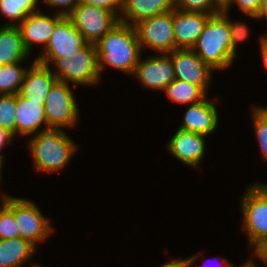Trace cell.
<instances>
[{
  "instance_id": "8fae6325",
  "label": "cell",
  "mask_w": 267,
  "mask_h": 267,
  "mask_svg": "<svg viewBox=\"0 0 267 267\" xmlns=\"http://www.w3.org/2000/svg\"><path fill=\"white\" fill-rule=\"evenodd\" d=\"M132 75L147 89L163 91L175 80L172 58L169 54H158L143 60L140 57Z\"/></svg>"
},
{
  "instance_id": "d590c367",
  "label": "cell",
  "mask_w": 267,
  "mask_h": 267,
  "mask_svg": "<svg viewBox=\"0 0 267 267\" xmlns=\"http://www.w3.org/2000/svg\"><path fill=\"white\" fill-rule=\"evenodd\" d=\"M159 267H186V261L184 259H174L170 262H166L164 265Z\"/></svg>"
},
{
  "instance_id": "ab89813d",
  "label": "cell",
  "mask_w": 267,
  "mask_h": 267,
  "mask_svg": "<svg viewBox=\"0 0 267 267\" xmlns=\"http://www.w3.org/2000/svg\"><path fill=\"white\" fill-rule=\"evenodd\" d=\"M222 262L226 265L225 267H231L233 264L230 263V260L228 261V259L224 258L222 259Z\"/></svg>"
},
{
  "instance_id": "7a4b0ae2",
  "label": "cell",
  "mask_w": 267,
  "mask_h": 267,
  "mask_svg": "<svg viewBox=\"0 0 267 267\" xmlns=\"http://www.w3.org/2000/svg\"><path fill=\"white\" fill-rule=\"evenodd\" d=\"M28 140L35 170L40 172H60L79 150L63 129L42 131Z\"/></svg>"
},
{
  "instance_id": "60d3db41",
  "label": "cell",
  "mask_w": 267,
  "mask_h": 267,
  "mask_svg": "<svg viewBox=\"0 0 267 267\" xmlns=\"http://www.w3.org/2000/svg\"><path fill=\"white\" fill-rule=\"evenodd\" d=\"M228 0H216V2L222 7Z\"/></svg>"
},
{
  "instance_id": "83f0119b",
  "label": "cell",
  "mask_w": 267,
  "mask_h": 267,
  "mask_svg": "<svg viewBox=\"0 0 267 267\" xmlns=\"http://www.w3.org/2000/svg\"><path fill=\"white\" fill-rule=\"evenodd\" d=\"M174 8L186 12H201L210 15L221 11L216 0H174Z\"/></svg>"
},
{
  "instance_id": "ffe728a7",
  "label": "cell",
  "mask_w": 267,
  "mask_h": 267,
  "mask_svg": "<svg viewBox=\"0 0 267 267\" xmlns=\"http://www.w3.org/2000/svg\"><path fill=\"white\" fill-rule=\"evenodd\" d=\"M30 54L26 51L18 26L0 27V65L25 62Z\"/></svg>"
},
{
  "instance_id": "d6986e66",
  "label": "cell",
  "mask_w": 267,
  "mask_h": 267,
  "mask_svg": "<svg viewBox=\"0 0 267 267\" xmlns=\"http://www.w3.org/2000/svg\"><path fill=\"white\" fill-rule=\"evenodd\" d=\"M174 9V0H123L119 21L135 26L144 19Z\"/></svg>"
},
{
  "instance_id": "f546056e",
  "label": "cell",
  "mask_w": 267,
  "mask_h": 267,
  "mask_svg": "<svg viewBox=\"0 0 267 267\" xmlns=\"http://www.w3.org/2000/svg\"><path fill=\"white\" fill-rule=\"evenodd\" d=\"M237 4L239 10L251 18L257 20V15L261 8V3L259 0H228L223 6L222 9L230 11L231 6Z\"/></svg>"
},
{
  "instance_id": "603a6c76",
  "label": "cell",
  "mask_w": 267,
  "mask_h": 267,
  "mask_svg": "<svg viewBox=\"0 0 267 267\" xmlns=\"http://www.w3.org/2000/svg\"><path fill=\"white\" fill-rule=\"evenodd\" d=\"M39 0H0V15L15 21L4 25L18 26L29 14L38 12Z\"/></svg>"
},
{
  "instance_id": "5bb4252c",
  "label": "cell",
  "mask_w": 267,
  "mask_h": 267,
  "mask_svg": "<svg viewBox=\"0 0 267 267\" xmlns=\"http://www.w3.org/2000/svg\"><path fill=\"white\" fill-rule=\"evenodd\" d=\"M63 17L64 16L58 15L57 13L52 17L41 11L29 14L18 25L26 51L28 53L32 52L33 43L42 44V47L45 49L54 31L55 25Z\"/></svg>"
},
{
  "instance_id": "4dcf8cb0",
  "label": "cell",
  "mask_w": 267,
  "mask_h": 267,
  "mask_svg": "<svg viewBox=\"0 0 267 267\" xmlns=\"http://www.w3.org/2000/svg\"><path fill=\"white\" fill-rule=\"evenodd\" d=\"M79 2L106 9L112 12L118 19L123 7V0H79Z\"/></svg>"
},
{
  "instance_id": "b9f144b4",
  "label": "cell",
  "mask_w": 267,
  "mask_h": 267,
  "mask_svg": "<svg viewBox=\"0 0 267 267\" xmlns=\"http://www.w3.org/2000/svg\"><path fill=\"white\" fill-rule=\"evenodd\" d=\"M3 162H4V161H0V183H1V181H2V180H1V178H2V176H1V175H2V171H1V170H2L3 165H4Z\"/></svg>"
},
{
  "instance_id": "ac0fdd59",
  "label": "cell",
  "mask_w": 267,
  "mask_h": 267,
  "mask_svg": "<svg viewBox=\"0 0 267 267\" xmlns=\"http://www.w3.org/2000/svg\"><path fill=\"white\" fill-rule=\"evenodd\" d=\"M216 102L206 97L198 103L190 104L179 128L205 136L214 133L219 124Z\"/></svg>"
},
{
  "instance_id": "6da1fadb",
  "label": "cell",
  "mask_w": 267,
  "mask_h": 267,
  "mask_svg": "<svg viewBox=\"0 0 267 267\" xmlns=\"http://www.w3.org/2000/svg\"><path fill=\"white\" fill-rule=\"evenodd\" d=\"M95 47L100 75L107 65L132 75L142 56L135 26L120 21L95 44Z\"/></svg>"
},
{
  "instance_id": "f6af8a7d",
  "label": "cell",
  "mask_w": 267,
  "mask_h": 267,
  "mask_svg": "<svg viewBox=\"0 0 267 267\" xmlns=\"http://www.w3.org/2000/svg\"><path fill=\"white\" fill-rule=\"evenodd\" d=\"M259 1H260L261 5L267 2V0H259Z\"/></svg>"
},
{
  "instance_id": "5b68a950",
  "label": "cell",
  "mask_w": 267,
  "mask_h": 267,
  "mask_svg": "<svg viewBox=\"0 0 267 267\" xmlns=\"http://www.w3.org/2000/svg\"><path fill=\"white\" fill-rule=\"evenodd\" d=\"M241 198L243 230L252 254L267 241V184H251Z\"/></svg>"
},
{
  "instance_id": "9c48e42d",
  "label": "cell",
  "mask_w": 267,
  "mask_h": 267,
  "mask_svg": "<svg viewBox=\"0 0 267 267\" xmlns=\"http://www.w3.org/2000/svg\"><path fill=\"white\" fill-rule=\"evenodd\" d=\"M87 43L96 44L119 19L110 11L78 3L68 16Z\"/></svg>"
},
{
  "instance_id": "7bdbcfd3",
  "label": "cell",
  "mask_w": 267,
  "mask_h": 267,
  "mask_svg": "<svg viewBox=\"0 0 267 267\" xmlns=\"http://www.w3.org/2000/svg\"><path fill=\"white\" fill-rule=\"evenodd\" d=\"M32 267H46V266H41V265H37L36 263L35 264H33V266Z\"/></svg>"
},
{
  "instance_id": "cb8c5ba5",
  "label": "cell",
  "mask_w": 267,
  "mask_h": 267,
  "mask_svg": "<svg viewBox=\"0 0 267 267\" xmlns=\"http://www.w3.org/2000/svg\"><path fill=\"white\" fill-rule=\"evenodd\" d=\"M22 62L0 65V95L19 94L24 76L28 68Z\"/></svg>"
},
{
  "instance_id": "52a82bcc",
  "label": "cell",
  "mask_w": 267,
  "mask_h": 267,
  "mask_svg": "<svg viewBox=\"0 0 267 267\" xmlns=\"http://www.w3.org/2000/svg\"><path fill=\"white\" fill-rule=\"evenodd\" d=\"M140 46L159 54H169L176 49L173 35V10L144 19L135 25Z\"/></svg>"
},
{
  "instance_id": "44dd1931",
  "label": "cell",
  "mask_w": 267,
  "mask_h": 267,
  "mask_svg": "<svg viewBox=\"0 0 267 267\" xmlns=\"http://www.w3.org/2000/svg\"><path fill=\"white\" fill-rule=\"evenodd\" d=\"M37 248L21 237L0 240V267H22Z\"/></svg>"
},
{
  "instance_id": "74e56055",
  "label": "cell",
  "mask_w": 267,
  "mask_h": 267,
  "mask_svg": "<svg viewBox=\"0 0 267 267\" xmlns=\"http://www.w3.org/2000/svg\"><path fill=\"white\" fill-rule=\"evenodd\" d=\"M200 253H197L195 255H193L192 257L186 258L185 257V261H186V267H190L194 264V262L198 259Z\"/></svg>"
},
{
  "instance_id": "e0dca14e",
  "label": "cell",
  "mask_w": 267,
  "mask_h": 267,
  "mask_svg": "<svg viewBox=\"0 0 267 267\" xmlns=\"http://www.w3.org/2000/svg\"><path fill=\"white\" fill-rule=\"evenodd\" d=\"M57 81L51 66L34 60L24 76L19 95L29 101L45 103L50 88Z\"/></svg>"
},
{
  "instance_id": "d6a6232c",
  "label": "cell",
  "mask_w": 267,
  "mask_h": 267,
  "mask_svg": "<svg viewBox=\"0 0 267 267\" xmlns=\"http://www.w3.org/2000/svg\"><path fill=\"white\" fill-rule=\"evenodd\" d=\"M14 141V137L11 133H9L6 129L0 128V151L5 147V145H9ZM0 152V159L4 160L3 154Z\"/></svg>"
},
{
  "instance_id": "f35d334b",
  "label": "cell",
  "mask_w": 267,
  "mask_h": 267,
  "mask_svg": "<svg viewBox=\"0 0 267 267\" xmlns=\"http://www.w3.org/2000/svg\"><path fill=\"white\" fill-rule=\"evenodd\" d=\"M248 262L244 263L243 265L241 264V266L239 267H257L256 263L253 261V259H251L250 261L247 260ZM231 267H236L234 264Z\"/></svg>"
},
{
  "instance_id": "2e32d148",
  "label": "cell",
  "mask_w": 267,
  "mask_h": 267,
  "mask_svg": "<svg viewBox=\"0 0 267 267\" xmlns=\"http://www.w3.org/2000/svg\"><path fill=\"white\" fill-rule=\"evenodd\" d=\"M15 115V137L18 134L23 137H30L42 131L49 130L44 104L41 102L29 101L16 94ZM42 125H44V128Z\"/></svg>"
},
{
  "instance_id": "8d00e7d4",
  "label": "cell",
  "mask_w": 267,
  "mask_h": 267,
  "mask_svg": "<svg viewBox=\"0 0 267 267\" xmlns=\"http://www.w3.org/2000/svg\"><path fill=\"white\" fill-rule=\"evenodd\" d=\"M256 17L259 20L265 18L267 21V2L261 5L260 11Z\"/></svg>"
},
{
  "instance_id": "7c38bea8",
  "label": "cell",
  "mask_w": 267,
  "mask_h": 267,
  "mask_svg": "<svg viewBox=\"0 0 267 267\" xmlns=\"http://www.w3.org/2000/svg\"><path fill=\"white\" fill-rule=\"evenodd\" d=\"M87 42L69 17H63L54 28L47 46L36 58H68Z\"/></svg>"
},
{
  "instance_id": "484cf974",
  "label": "cell",
  "mask_w": 267,
  "mask_h": 267,
  "mask_svg": "<svg viewBox=\"0 0 267 267\" xmlns=\"http://www.w3.org/2000/svg\"><path fill=\"white\" fill-rule=\"evenodd\" d=\"M252 120L255 135L260 145L261 155L267 161V107H253Z\"/></svg>"
},
{
  "instance_id": "ee69618b",
  "label": "cell",
  "mask_w": 267,
  "mask_h": 267,
  "mask_svg": "<svg viewBox=\"0 0 267 267\" xmlns=\"http://www.w3.org/2000/svg\"><path fill=\"white\" fill-rule=\"evenodd\" d=\"M262 38L267 42V34H265L264 36L262 35Z\"/></svg>"
},
{
  "instance_id": "ba28073f",
  "label": "cell",
  "mask_w": 267,
  "mask_h": 267,
  "mask_svg": "<svg viewBox=\"0 0 267 267\" xmlns=\"http://www.w3.org/2000/svg\"><path fill=\"white\" fill-rule=\"evenodd\" d=\"M14 218L20 237L36 248L38 243L45 242L54 231V227L50 225L51 220L30 199L14 197Z\"/></svg>"
},
{
  "instance_id": "d4e9b609",
  "label": "cell",
  "mask_w": 267,
  "mask_h": 267,
  "mask_svg": "<svg viewBox=\"0 0 267 267\" xmlns=\"http://www.w3.org/2000/svg\"><path fill=\"white\" fill-rule=\"evenodd\" d=\"M0 204V240L20 237L14 218V196L2 194Z\"/></svg>"
},
{
  "instance_id": "3957f363",
  "label": "cell",
  "mask_w": 267,
  "mask_h": 267,
  "mask_svg": "<svg viewBox=\"0 0 267 267\" xmlns=\"http://www.w3.org/2000/svg\"><path fill=\"white\" fill-rule=\"evenodd\" d=\"M214 71L227 69L234 60L228 20L221 13L211 15L192 48Z\"/></svg>"
},
{
  "instance_id": "1f68e13d",
  "label": "cell",
  "mask_w": 267,
  "mask_h": 267,
  "mask_svg": "<svg viewBox=\"0 0 267 267\" xmlns=\"http://www.w3.org/2000/svg\"><path fill=\"white\" fill-rule=\"evenodd\" d=\"M43 1L44 3H46L47 6L53 8L54 7L61 8L56 13L64 17H68L72 13L76 5L79 3V0H43Z\"/></svg>"
},
{
  "instance_id": "4316f807",
  "label": "cell",
  "mask_w": 267,
  "mask_h": 267,
  "mask_svg": "<svg viewBox=\"0 0 267 267\" xmlns=\"http://www.w3.org/2000/svg\"><path fill=\"white\" fill-rule=\"evenodd\" d=\"M16 95H0V128L15 137Z\"/></svg>"
},
{
  "instance_id": "836d02e7",
  "label": "cell",
  "mask_w": 267,
  "mask_h": 267,
  "mask_svg": "<svg viewBox=\"0 0 267 267\" xmlns=\"http://www.w3.org/2000/svg\"><path fill=\"white\" fill-rule=\"evenodd\" d=\"M252 255L260 259L267 266V241L262 244Z\"/></svg>"
},
{
  "instance_id": "4fadbf2b",
  "label": "cell",
  "mask_w": 267,
  "mask_h": 267,
  "mask_svg": "<svg viewBox=\"0 0 267 267\" xmlns=\"http://www.w3.org/2000/svg\"><path fill=\"white\" fill-rule=\"evenodd\" d=\"M206 136L178 128L170 138L167 149L176 159L187 166L200 168V161L206 152Z\"/></svg>"
},
{
  "instance_id": "9a60e30c",
  "label": "cell",
  "mask_w": 267,
  "mask_h": 267,
  "mask_svg": "<svg viewBox=\"0 0 267 267\" xmlns=\"http://www.w3.org/2000/svg\"><path fill=\"white\" fill-rule=\"evenodd\" d=\"M211 15L173 9V35L177 48L192 49Z\"/></svg>"
},
{
  "instance_id": "e575fe53",
  "label": "cell",
  "mask_w": 267,
  "mask_h": 267,
  "mask_svg": "<svg viewBox=\"0 0 267 267\" xmlns=\"http://www.w3.org/2000/svg\"><path fill=\"white\" fill-rule=\"evenodd\" d=\"M260 42V51L262 56V62L267 70V42L262 38V36L259 37Z\"/></svg>"
},
{
  "instance_id": "7402d4cb",
  "label": "cell",
  "mask_w": 267,
  "mask_h": 267,
  "mask_svg": "<svg viewBox=\"0 0 267 267\" xmlns=\"http://www.w3.org/2000/svg\"><path fill=\"white\" fill-rule=\"evenodd\" d=\"M172 102L177 104H195L207 97V93L198 85L175 79L163 90Z\"/></svg>"
},
{
  "instance_id": "f1b7e54d",
  "label": "cell",
  "mask_w": 267,
  "mask_h": 267,
  "mask_svg": "<svg viewBox=\"0 0 267 267\" xmlns=\"http://www.w3.org/2000/svg\"><path fill=\"white\" fill-rule=\"evenodd\" d=\"M228 20L230 35H231V46H232V55L236 59L238 43L245 41L249 36V27L244 22H232L230 16H228V11L221 8L220 11Z\"/></svg>"
},
{
  "instance_id": "277c9868",
  "label": "cell",
  "mask_w": 267,
  "mask_h": 267,
  "mask_svg": "<svg viewBox=\"0 0 267 267\" xmlns=\"http://www.w3.org/2000/svg\"><path fill=\"white\" fill-rule=\"evenodd\" d=\"M39 63L53 66L52 71L57 81L74 86H89L100 83L101 75L98 68V57L95 44L86 43L75 54L68 58H35Z\"/></svg>"
},
{
  "instance_id": "30bf717a",
  "label": "cell",
  "mask_w": 267,
  "mask_h": 267,
  "mask_svg": "<svg viewBox=\"0 0 267 267\" xmlns=\"http://www.w3.org/2000/svg\"><path fill=\"white\" fill-rule=\"evenodd\" d=\"M175 79L200 86L207 94L213 69L190 48H177L170 52Z\"/></svg>"
},
{
  "instance_id": "8992f818",
  "label": "cell",
  "mask_w": 267,
  "mask_h": 267,
  "mask_svg": "<svg viewBox=\"0 0 267 267\" xmlns=\"http://www.w3.org/2000/svg\"><path fill=\"white\" fill-rule=\"evenodd\" d=\"M71 85L56 81L50 88L44 103L46 120L49 129L75 127L79 117V109Z\"/></svg>"
}]
</instances>
